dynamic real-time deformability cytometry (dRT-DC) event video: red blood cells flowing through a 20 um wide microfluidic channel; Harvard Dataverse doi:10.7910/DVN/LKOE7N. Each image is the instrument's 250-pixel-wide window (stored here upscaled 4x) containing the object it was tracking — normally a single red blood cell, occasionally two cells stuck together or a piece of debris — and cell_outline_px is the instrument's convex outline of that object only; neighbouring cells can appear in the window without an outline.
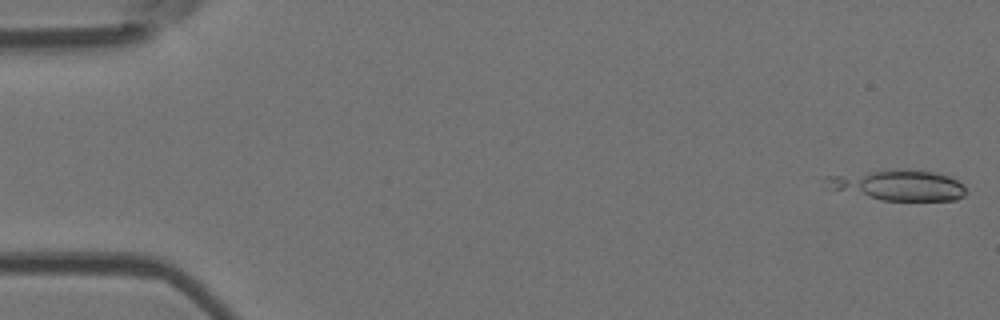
{"species": "Egyptian fruit bat (a non-hibernating species)", "species_latin": "Rousettus aegyptiacus", "temperature_condition": "room temperature", "stored_images_in_passage": 13, "camera_frame_rate_fps": 3000, "um_per_image_px": 0.085, "animal": {"sex": "female"}, "frame": {"image": 1, "passage_image": 1, "time_ms": 0.0, "image_size_px": [1000, 320], "cell_outline_px": [[964, 196], [956, 200], [880, 200], [832, 188], [828, 176], [892, 168], [908, 168], [936, 172], [948, 176], [956, 180], [964, 188]], "centroid_in_image_um": [76.45, 15.71], "position_along_channel_um": 8.5, "area_um2": 24.45}}
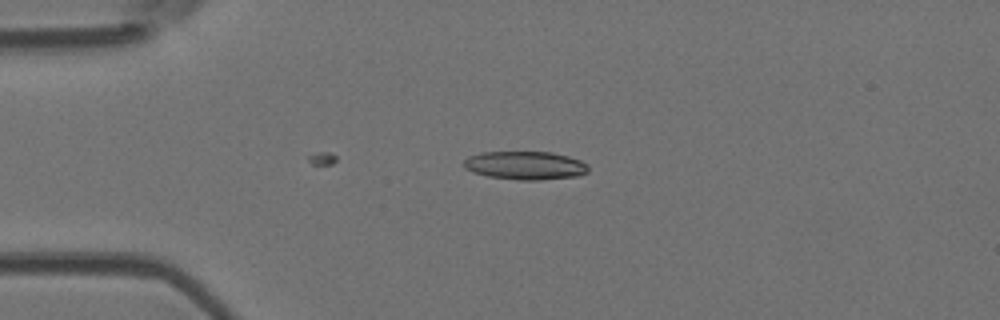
{"frame": {"image": 2, "passage_image": 13, "time_ms": 4.0, "image_size_px": [1000, 320], "cell_outline_px": [[588, 172], [576, 176], [540, 180], [520, 180], [488, 176], [472, 172], [464, 168], [464, 160], [468, 156], [480, 152], [552, 152], [568, 156], [580, 160], [588, 164]], "centroid_in_image_um": [44.64, 14.06], "position_along_channel_um": 40.4, "area_um2": 20.63}}